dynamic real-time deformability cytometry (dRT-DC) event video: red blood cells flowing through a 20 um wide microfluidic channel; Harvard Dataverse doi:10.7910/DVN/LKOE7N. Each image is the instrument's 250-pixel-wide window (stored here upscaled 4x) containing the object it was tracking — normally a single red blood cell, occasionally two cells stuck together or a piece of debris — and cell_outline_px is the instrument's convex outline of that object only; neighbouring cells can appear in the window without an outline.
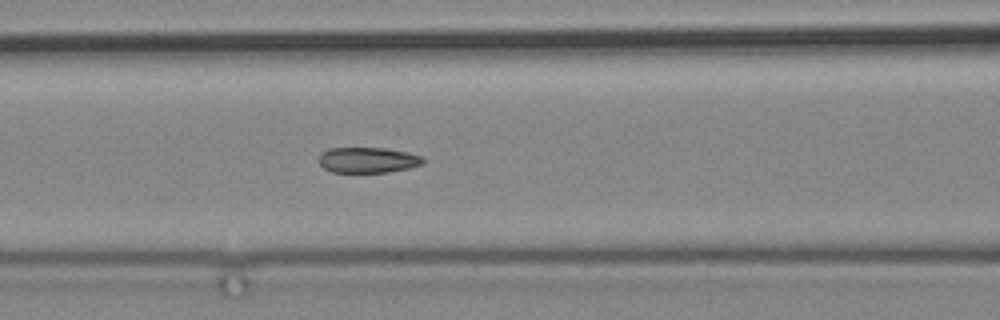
{"species": "common noctule bat (a hibernating species)", "species_latin": "Nyctalus noctula", "temperature_condition": "cold", "stored_images_in_passage": 9, "camera_frame_rate_fps": 3000, "um_per_image_px": 0.085, "animal": {"sex": "male", "body_mass_g": 19.2, "forearm_length_mm": 51.8}, "frame": {"image": 1, "passage_image": 9, "time_ms": 13.667, "image_size_px": [1000, 320], "cell_outline_px": [[424, 160], [420, 164], [408, 168], [388, 172], [332, 172], [324, 168], [316, 160], [320, 152], [328, 148], [384, 148], [408, 152], [420, 156]], "centroid_in_image_um": [31.18, 13.59], "position_along_channel_um": 135.4, "area_um2": 15.55}}